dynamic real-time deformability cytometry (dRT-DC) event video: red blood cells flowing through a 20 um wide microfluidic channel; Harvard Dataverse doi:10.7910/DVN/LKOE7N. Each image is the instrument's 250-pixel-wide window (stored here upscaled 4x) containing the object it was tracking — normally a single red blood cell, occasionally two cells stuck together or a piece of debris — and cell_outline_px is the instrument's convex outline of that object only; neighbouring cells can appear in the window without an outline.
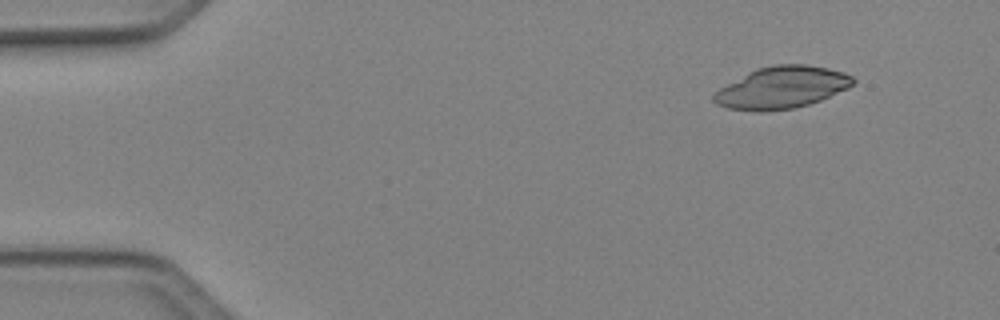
{"species": "Egyptian fruit bat (a non-hibernating species)", "species_latin": "Rousettus aegyptiacus", "temperature_condition": "cold", "stored_images_in_passage": 44, "camera_frame_rate_fps": 3000, "um_per_image_px": 0.085, "animal": {"sex": "female"}, "frame": {"image": 1, "passage_image": 1, "time_ms": 0.0, "image_size_px": [1000, 320], "cell_outline_px": [[856, 80], [848, 88], [820, 100], [808, 104], [792, 108], [764, 112], [756, 112], [728, 108], [716, 104], [712, 100], [712, 96], [720, 88], [748, 72], [756, 68], [772, 64], [808, 64], [828, 68], [844, 72], [852, 76]], "centroid_in_image_um": [66.44, 7.44], "position_along_channel_um": 18.6, "area_um2": 34.1}}